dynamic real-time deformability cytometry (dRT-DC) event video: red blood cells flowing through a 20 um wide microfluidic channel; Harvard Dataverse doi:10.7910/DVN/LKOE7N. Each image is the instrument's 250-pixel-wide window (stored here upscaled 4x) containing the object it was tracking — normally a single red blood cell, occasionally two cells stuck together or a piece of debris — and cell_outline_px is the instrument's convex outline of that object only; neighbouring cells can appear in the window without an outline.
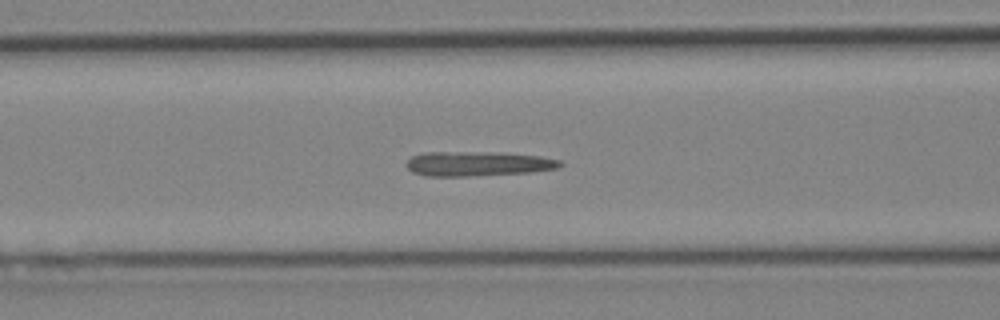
{"species": "Egyptian fruit bat (a non-hibernating species)", "species_latin": "Rousettus aegyptiacus", "temperature_condition": "cold", "stored_images_in_passage": 47, "camera_frame_rate_fps": 3000, "um_per_image_px": 0.085, "animal": {"sex": "female"}, "frame": {"image": 1, "passage_image": 19, "time_ms": 6.0, "image_size_px": [1000, 320], "cell_outline_px": [[564, 164], [556, 168], [532, 172], [468, 176], [424, 176], [412, 172], [408, 168], [408, 160], [412, 156], [428, 152], [484, 152], [540, 156], [560, 160]], "centroid_in_image_um": [40.61, 13.92], "position_along_channel_um": 126.0, "area_um2": 21.79}}
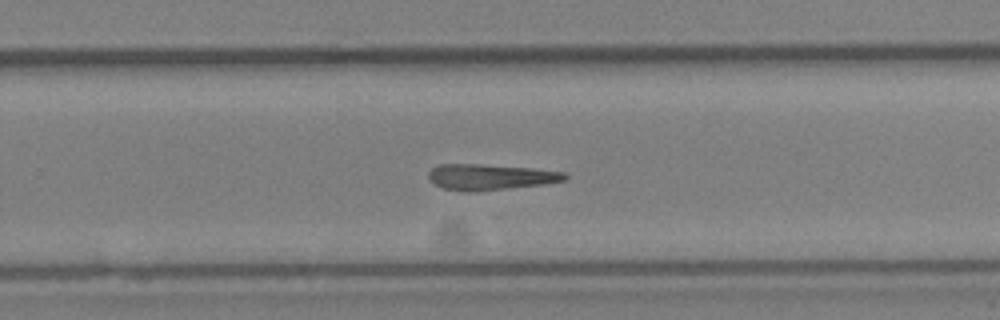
{"frame": {"image": 2, "passage_image": 30, "time_ms": 9.667, "image_size_px": [1000, 320], "cell_outline_px": [[568, 176], [564, 180], [544, 184], [468, 192], [444, 188], [436, 184], [428, 176], [428, 172], [432, 168], [440, 164], [480, 164], [532, 168], [564, 172]], "centroid_in_image_um": [41.67, 15.03], "position_along_channel_um": 288.1, "area_um2": 20.17}}
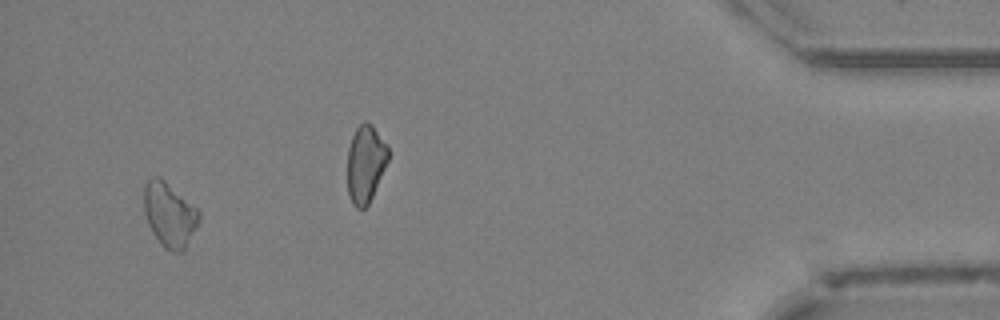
{"frame": {"image": 3, "passage_image": 44, "time_ms": 14.333, "image_size_px": [1000, 320], "cell_outline_px": [[200, 220], [184, 252], [172, 252], [164, 248], [152, 232], [148, 224], [144, 212], [144, 184], [152, 176], [160, 176], [196, 208], [200, 212]], "centroid_in_image_um": [14.4, 18.26], "position_along_channel_um": 420.8, "area_um2": 20.69}}